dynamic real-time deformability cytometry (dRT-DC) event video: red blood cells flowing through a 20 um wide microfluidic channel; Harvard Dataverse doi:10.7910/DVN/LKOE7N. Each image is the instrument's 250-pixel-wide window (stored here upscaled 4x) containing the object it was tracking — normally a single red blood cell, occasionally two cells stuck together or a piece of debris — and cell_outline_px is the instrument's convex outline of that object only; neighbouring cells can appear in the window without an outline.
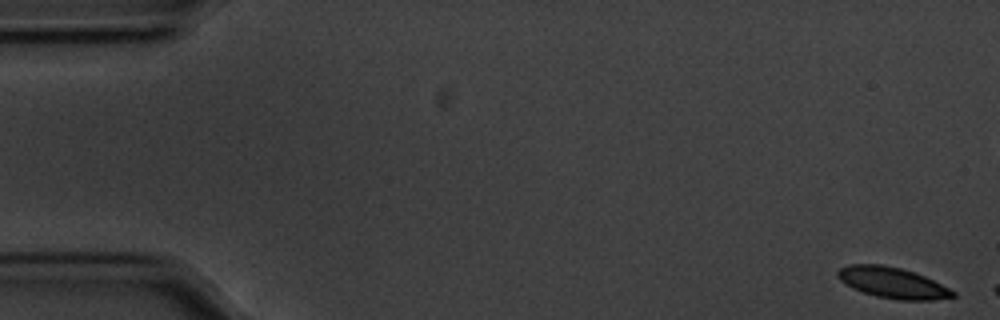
{"species": "common noctule bat (a hibernating species)", "species_latin": "Nyctalus noctula", "temperature_condition": "cold", "stored_images_in_passage": 7, "camera_frame_rate_fps": 3000, "um_per_image_px": 0.085, "animal": {"sex": "male", "body_mass_g": 20.1, "forearm_length_mm": 53.5}, "frame": {"image": 1, "passage_image": 1, "time_ms": 0.0, "image_size_px": [1000, 320], "cell_outline_px": [[956, 296], [932, 300], [900, 300], [876, 296], [852, 288], [840, 280], [836, 276], [836, 272], [840, 268], [848, 264], [880, 264], [900, 268], [924, 276], [956, 292]], "centroid_in_image_um": [75.82, 24.03], "position_along_channel_um": 9.2, "area_um2": 20.52}}